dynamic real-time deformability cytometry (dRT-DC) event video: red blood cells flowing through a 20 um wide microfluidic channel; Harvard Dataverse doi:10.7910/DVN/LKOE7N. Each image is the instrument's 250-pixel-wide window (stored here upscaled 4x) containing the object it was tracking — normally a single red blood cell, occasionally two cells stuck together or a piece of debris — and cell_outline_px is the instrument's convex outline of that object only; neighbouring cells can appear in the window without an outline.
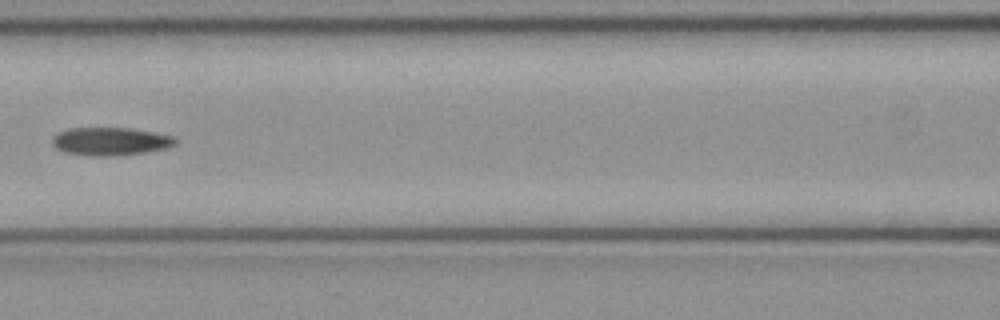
{"species": "common noctule bat (a hibernating species)", "species_latin": "Nyctalus noctula", "temperature_condition": "cold", "stored_images_in_passage": 7, "camera_frame_rate_fps": 3000, "um_per_image_px": 0.085, "animal": {"sex": "female", "body_mass_g": 21.9}, "frame": {"image": 1, "passage_image": 6, "time_ms": 1.667, "image_size_px": [1000, 320], "cell_outline_px": [[176, 144], [164, 148], [144, 152], [120, 156], [88, 156], [64, 152], [56, 148], [52, 144], [52, 136], [56, 132], [68, 128], [128, 128], [152, 132], [172, 136], [176, 140]], "centroid_in_image_um": [9.3, 12.02], "position_along_channel_um": 157.3, "area_um2": 20.17}}
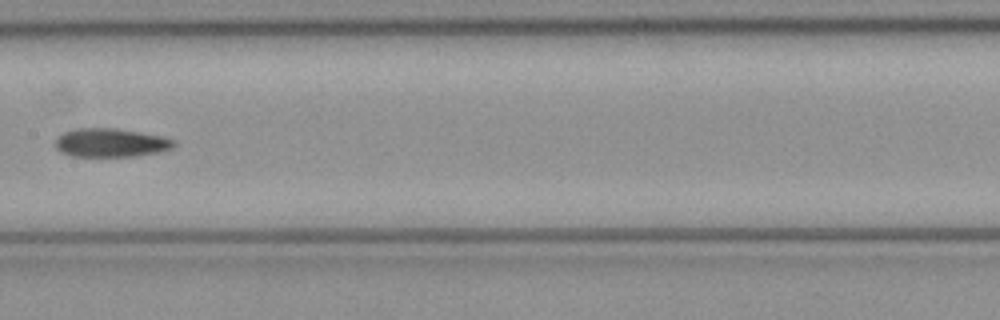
{"frame": {"image": 2, "passage_image": 7, "time_ms": 2.0, "image_size_px": [1000, 320], "cell_outline_px": [[176, 144], [172, 148], [160, 152], [136, 156], [72, 156], [60, 152], [56, 148], [56, 136], [64, 132], [76, 128], [116, 128], [164, 136], [176, 140]], "centroid_in_image_um": [9.43, 12.12], "position_along_channel_um": 198.0, "area_um2": 20.0}}